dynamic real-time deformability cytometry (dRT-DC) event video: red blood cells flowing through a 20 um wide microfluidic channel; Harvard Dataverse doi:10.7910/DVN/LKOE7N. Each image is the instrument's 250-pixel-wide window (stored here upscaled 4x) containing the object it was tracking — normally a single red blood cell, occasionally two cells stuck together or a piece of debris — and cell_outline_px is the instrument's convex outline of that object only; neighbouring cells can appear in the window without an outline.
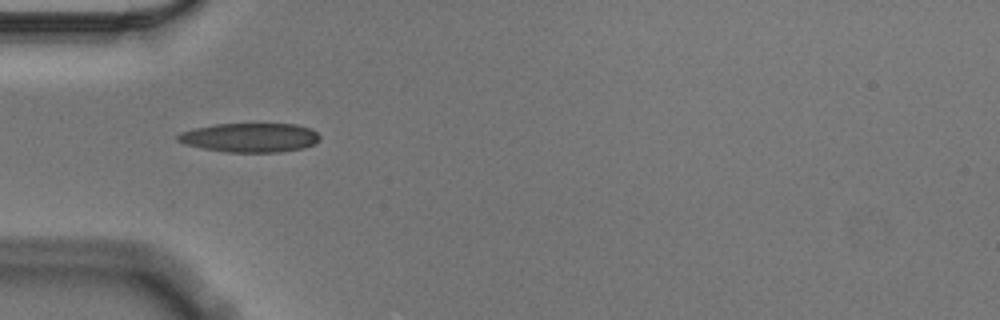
{"species": "Egyptian fruit bat (a non-hibernating species)", "species_latin": "Rousettus aegyptiacus", "temperature_condition": "cold", "stored_images_in_passage": 40, "camera_frame_rate_fps": 3000, "um_per_image_px": 0.085, "animal": {"sex": "male"}, "frame": {"image": 1, "passage_image": 1, "time_ms": 0.0, "image_size_px": [1000, 320], "cell_outline_px": [[320, 140], [304, 148], [280, 152], [228, 152], [204, 148], [184, 144], [176, 140], [176, 136], [180, 132], [196, 128], [216, 124], [296, 124], [312, 128], [320, 136]], "centroid_in_image_um": [21.27, 11.69], "position_along_channel_um": 63.7, "area_um2": 24.1}}
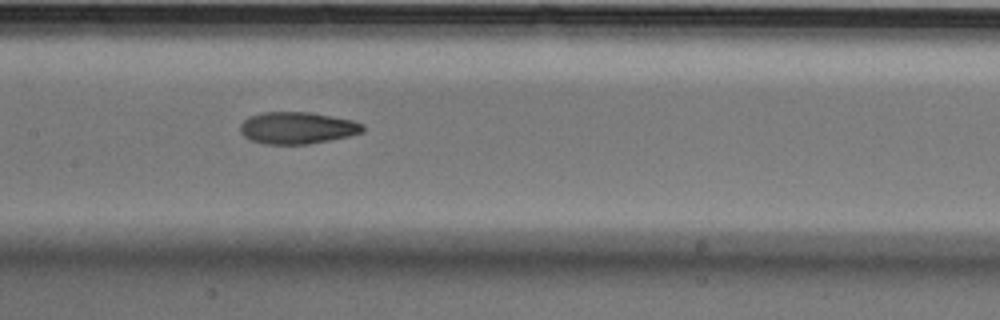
{"frame": {"image": 2, "passage_image": 11, "time_ms": 3.333, "image_size_px": [1000, 320], "cell_outline_px": [[364, 132], [348, 136], [308, 144], [264, 144], [252, 140], [244, 136], [240, 132], [240, 124], [248, 116], [264, 112], [308, 112], [332, 116], [352, 120], [364, 124]], "centroid_in_image_um": [25.26, 10.87], "position_along_channel_um": 182.1, "area_um2": 22.77}}
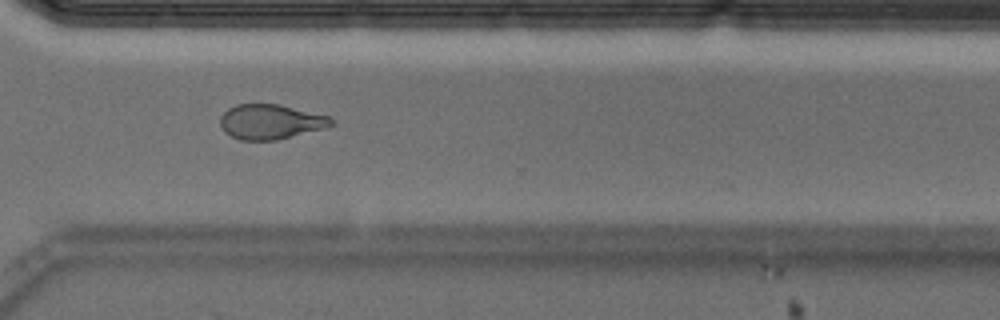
{"frame": {"image": 3, "passage_image": 25, "time_ms": 8.0, "image_size_px": [1000, 320], "cell_outline_px": [[336, 124], [328, 128], [276, 140], [240, 140], [224, 132], [220, 124], [220, 116], [228, 108], [236, 104], [280, 104], [332, 116], [336, 120]], "centroid_in_image_um": [23.08, 10.34], "position_along_channel_um": 347.5, "area_um2": 23.06}, "authors_computed_cell_mechanics": {"area_um2": 23.3223, "velocity_mm_per_s": 3.5538, "shape_relaxation_time_tau1_ms": 6.0578, "shape_relaxation_time_tau2_ms": 4.6084, "deformation_change_tau1": 0.1659, "deformation_change_tau2": 0.105}}